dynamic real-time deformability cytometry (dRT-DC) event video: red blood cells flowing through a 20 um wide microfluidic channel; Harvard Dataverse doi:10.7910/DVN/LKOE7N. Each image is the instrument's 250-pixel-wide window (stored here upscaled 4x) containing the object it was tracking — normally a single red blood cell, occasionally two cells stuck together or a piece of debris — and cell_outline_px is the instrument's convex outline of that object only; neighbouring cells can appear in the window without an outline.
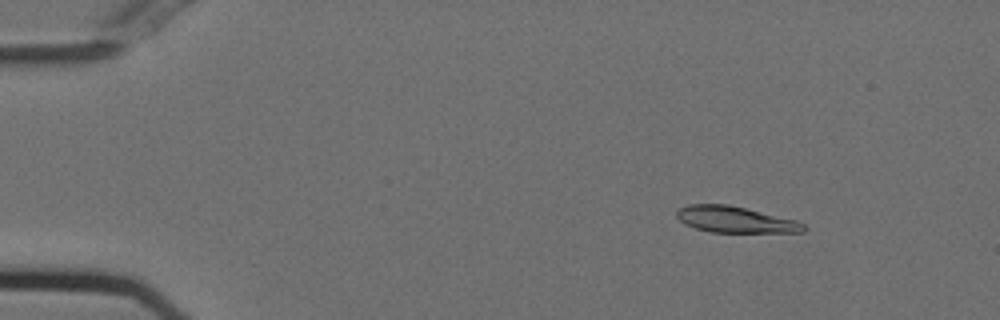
{"species": "Egyptian fruit bat (a non-hibernating species)", "species_latin": "Rousettus aegyptiacus", "temperature_condition": "cold", "stored_images_in_passage": 15, "camera_frame_rate_fps": 3000, "um_per_image_px": 0.085, "animal": {"sex": "female"}, "frame": {"image": 1, "passage_image": 8, "time_ms": 2.333, "image_size_px": [1000, 320], "cell_outline_px": [[808, 228], [804, 232], [712, 232], [696, 228], [684, 224], [676, 216], [676, 212], [680, 208], [688, 204], [728, 204], [796, 220], [804, 224]], "centroid_in_image_um": [62.5, 18.66], "position_along_channel_um": 22.5, "area_um2": 19.31}}